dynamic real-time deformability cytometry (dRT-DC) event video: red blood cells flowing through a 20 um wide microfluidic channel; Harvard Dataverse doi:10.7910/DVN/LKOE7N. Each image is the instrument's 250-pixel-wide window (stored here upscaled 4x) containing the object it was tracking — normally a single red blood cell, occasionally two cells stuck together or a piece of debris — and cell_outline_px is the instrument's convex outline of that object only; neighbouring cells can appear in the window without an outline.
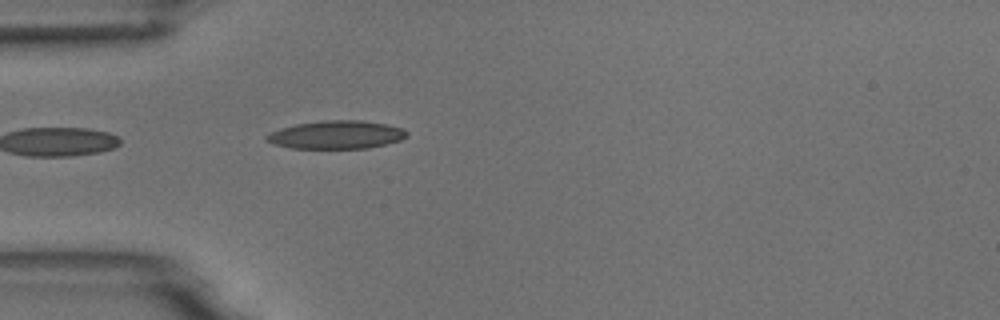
{"species": "common noctule bat (a hibernating species)", "species_latin": "Nyctalus noctula", "temperature_condition": "room temperature", "stored_images_in_passage": 5, "camera_frame_rate_fps": 3000, "um_per_image_px": 0.085, "animal": {"sex": "male", "body_mass_g": 18.8}, "frame": {"image": 1, "passage_image": 5, "time_ms": 4.667, "image_size_px": [1000, 320], "cell_outline_px": [[408, 136], [400, 140], [368, 148], [292, 148], [272, 144], [264, 140], [264, 136], [280, 128], [296, 124], [324, 120], [364, 120], [388, 124], [404, 128], [408, 132]], "centroid_in_image_um": [28.6, 11.44], "position_along_channel_um": 56.4, "area_um2": 23.18}}